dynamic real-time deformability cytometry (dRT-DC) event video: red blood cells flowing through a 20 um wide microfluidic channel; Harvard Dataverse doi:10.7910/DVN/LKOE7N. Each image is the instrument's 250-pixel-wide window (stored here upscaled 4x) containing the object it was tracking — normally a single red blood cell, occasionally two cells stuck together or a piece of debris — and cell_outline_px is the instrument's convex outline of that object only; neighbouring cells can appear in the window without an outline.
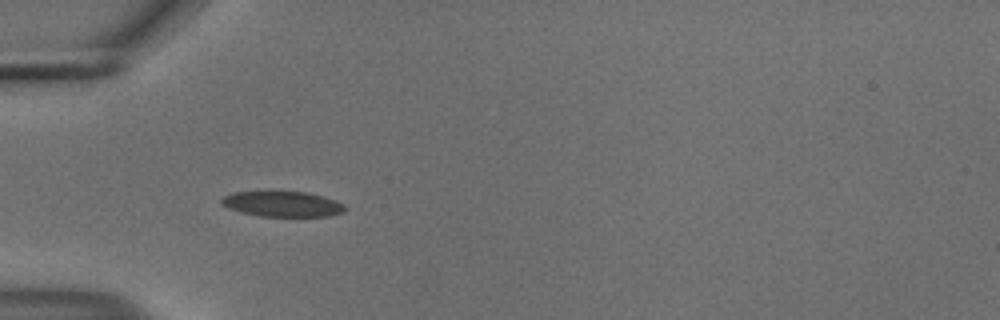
{"species": "common noctule bat (a hibernating species)", "species_latin": "Nyctalus noctula", "temperature_condition": "cold", "stored_images_in_passage": 38, "camera_frame_rate_fps": 3000, "um_per_image_px": 0.085, "animal": {"sex": "male", "body_mass_g": 18.8}, "frame": {"image": 1, "passage_image": 1, "time_ms": 0.0, "image_size_px": [1000, 320], "cell_outline_px": [[348, 208], [344, 212], [328, 216], [260, 216], [240, 212], [228, 208], [220, 204], [220, 200], [224, 196], [232, 192], [308, 192], [324, 196], [336, 200], [344, 204]], "centroid_in_image_um": [24.03, 17.34], "position_along_channel_um": 61.0, "area_um2": 18.38}}
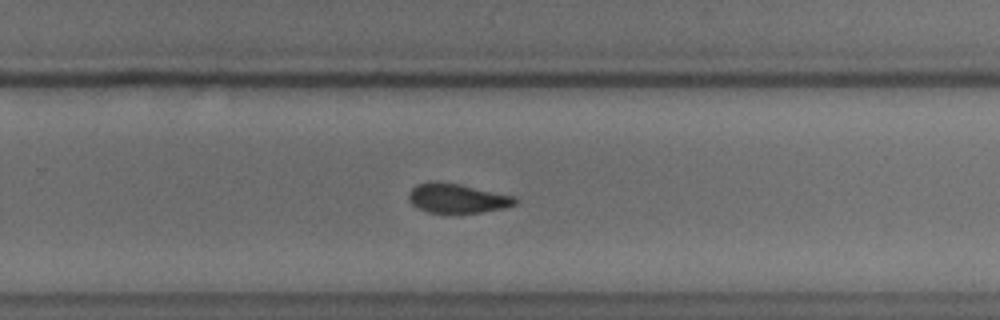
{"frame": {"image": 2, "passage_image": 20, "time_ms": 6.333, "image_size_px": [1000, 320], "cell_outline_px": [[516, 204], [504, 208], [480, 212], [428, 212], [416, 208], [408, 200], [408, 192], [416, 184], [428, 180], [436, 180], [460, 184], [516, 196]], "centroid_in_image_um": [38.81, 16.82], "position_along_channel_um": 291.0, "area_um2": 18.44}}
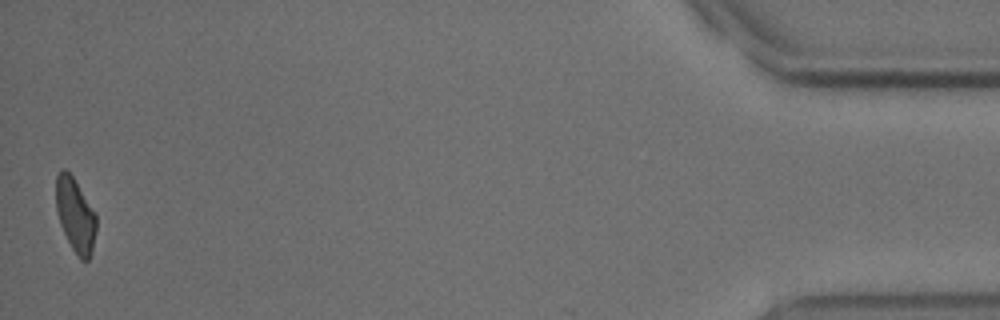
{"frame": {"image": 3, "passage_image": 38, "time_ms": 12.333, "image_size_px": [1000, 320], "cell_outline_px": [[96, 232], [92, 252], [88, 260], [80, 260], [72, 248], [60, 224], [56, 208], [56, 176], [64, 168], [72, 176], [96, 212]], "centroid_in_image_um": [6.42, 18.3], "position_along_channel_um": 428.8, "area_um2": 17.28}, "authors_computed_cell_mechanics": {"area_um2": 18.5827, "velocity_mm_per_s": 3.6958, "shape_relaxation_time_tau1_ms": 5.5728, "shape_relaxation_time_tau2_ms": 3.0295, "deformation_change_tau1": 0.1472, "deformation_change_tau2": 0.0931}}